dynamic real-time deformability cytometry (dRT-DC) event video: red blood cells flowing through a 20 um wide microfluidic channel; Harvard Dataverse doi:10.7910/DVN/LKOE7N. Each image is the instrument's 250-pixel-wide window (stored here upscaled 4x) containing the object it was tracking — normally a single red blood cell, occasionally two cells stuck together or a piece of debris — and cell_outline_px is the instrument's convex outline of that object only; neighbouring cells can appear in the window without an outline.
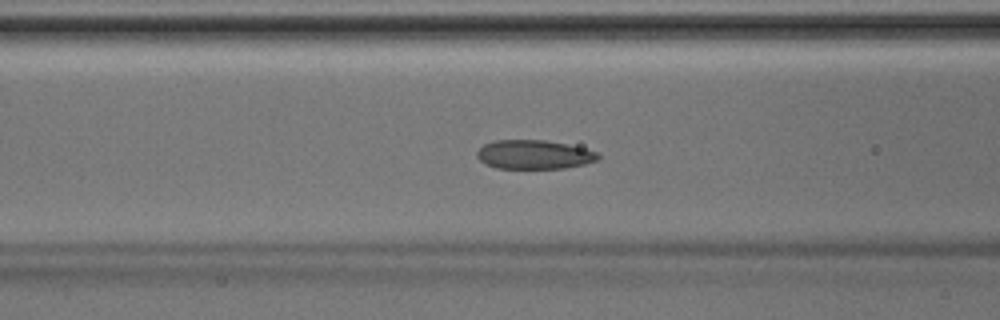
{"species": "Egyptian fruit bat (a non-hibernating species)", "species_latin": "Rousettus aegyptiacus", "temperature_condition": "room temperature", "stored_images_in_passage": 45, "camera_frame_rate_fps": 3000, "um_per_image_px": 0.085, "animal": {"sex": "male"}, "frame": {"image": 1, "passage_image": 18, "time_ms": 5.667, "image_size_px": [1000, 320], "cell_outline_px": [[600, 156], [596, 160], [584, 164], [564, 168], [496, 168], [484, 164], [476, 156], [476, 152], [484, 144], [496, 140], [544, 140], [568, 144], [584, 148], [596, 152]], "centroid_in_image_um": [45.36, 13.13], "position_along_channel_um": 121.2, "area_um2": 20.4}}
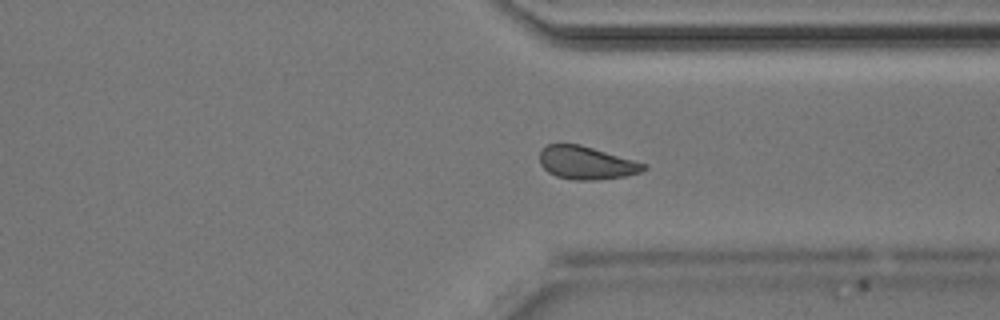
{"frame": {"image": 2, "passage_image": 34, "time_ms": 11.0, "image_size_px": [1000, 320], "cell_outline_px": [[648, 168], [640, 172], [628, 176], [596, 180], [572, 180], [556, 176], [548, 172], [540, 164], [540, 152], [548, 144], [580, 144], [648, 164]], "centroid_in_image_um": [49.87, 13.85], "position_along_channel_um": 361.5, "area_um2": 20.11}}
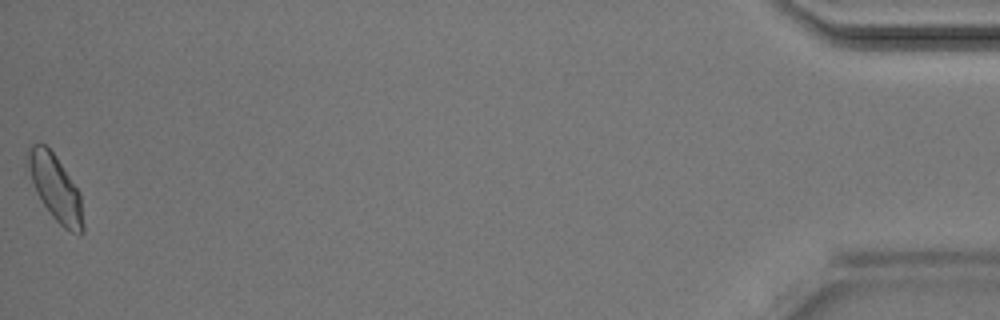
{"frame": {"image": 3, "passage_image": 45, "time_ms": 14.667, "image_size_px": [1000, 320], "cell_outline_px": [[84, 232], [80, 236], [64, 228], [52, 216], [36, 192], [32, 180], [28, 164], [28, 148], [32, 144], [44, 144], [56, 156], [80, 192], [84, 224]], "centroid_in_image_um": [4.76, 16.02], "position_along_channel_um": 430.4, "area_um2": 20.87}}